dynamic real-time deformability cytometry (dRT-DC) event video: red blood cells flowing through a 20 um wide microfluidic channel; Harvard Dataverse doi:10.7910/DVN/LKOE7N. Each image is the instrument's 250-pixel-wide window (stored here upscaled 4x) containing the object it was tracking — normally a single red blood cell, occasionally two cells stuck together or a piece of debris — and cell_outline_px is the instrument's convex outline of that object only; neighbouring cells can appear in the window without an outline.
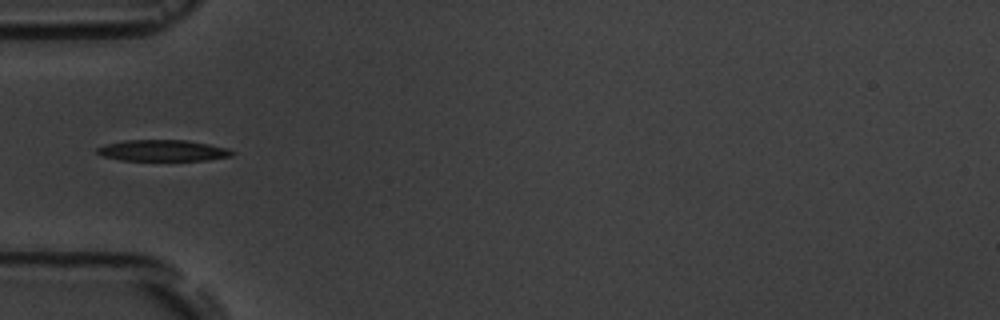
{"species": "common noctule bat (a hibernating species)", "species_latin": "Nyctalus noctula", "temperature_condition": "room temperature", "stored_images_in_passage": 10, "camera_frame_rate_fps": 3000, "um_per_image_px": 0.085, "animal": {"sex": "male", "body_mass_g": 19.5, "forearm_length_mm": 54.6}, "frame": {"image": 1, "passage_image": 6, "time_ms": 5.667, "image_size_px": [1000, 320], "cell_outline_px": [[236, 152], [232, 156], [208, 160], [120, 160], [104, 156], [96, 152], [96, 148], [104, 144], [124, 140], [188, 140], [228, 148]], "centroid_in_image_um": [13.85, 12.79], "position_along_channel_um": 71.2, "area_um2": 16.76}}
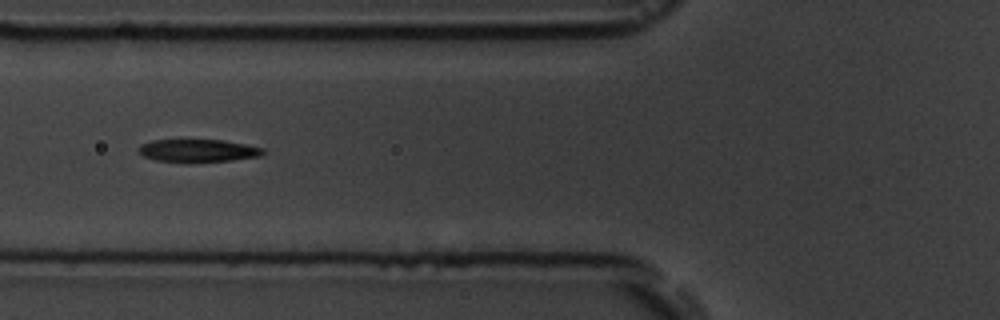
{"frame": {"image": 2, "passage_image": 7, "time_ms": 6.667, "image_size_px": [1000, 320], "cell_outline_px": [[264, 152], [260, 156], [232, 160], [156, 160], [144, 156], [140, 152], [140, 144], [152, 140], [220, 140], [244, 144], [264, 148]], "centroid_in_image_um": [16.85, 12.77], "position_along_channel_um": 108.9, "area_um2": 15.61}}
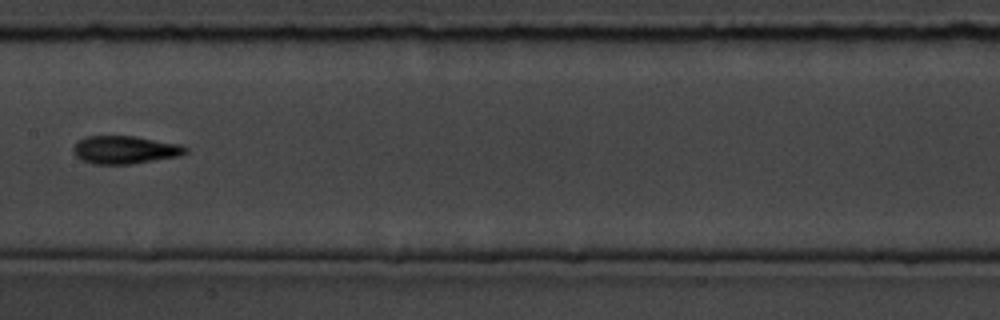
{"frame": {"image": 3, "passage_image": 9, "time_ms": 9.0, "image_size_px": [1000, 320], "cell_outline_px": [[188, 152], [180, 156], [132, 164], [92, 164], [80, 160], [72, 152], [72, 148], [76, 140], [84, 136], [136, 136], [180, 144], [188, 148]], "centroid_in_image_um": [10.58, 12.73], "position_along_channel_um": 196.8, "area_um2": 18.67}}